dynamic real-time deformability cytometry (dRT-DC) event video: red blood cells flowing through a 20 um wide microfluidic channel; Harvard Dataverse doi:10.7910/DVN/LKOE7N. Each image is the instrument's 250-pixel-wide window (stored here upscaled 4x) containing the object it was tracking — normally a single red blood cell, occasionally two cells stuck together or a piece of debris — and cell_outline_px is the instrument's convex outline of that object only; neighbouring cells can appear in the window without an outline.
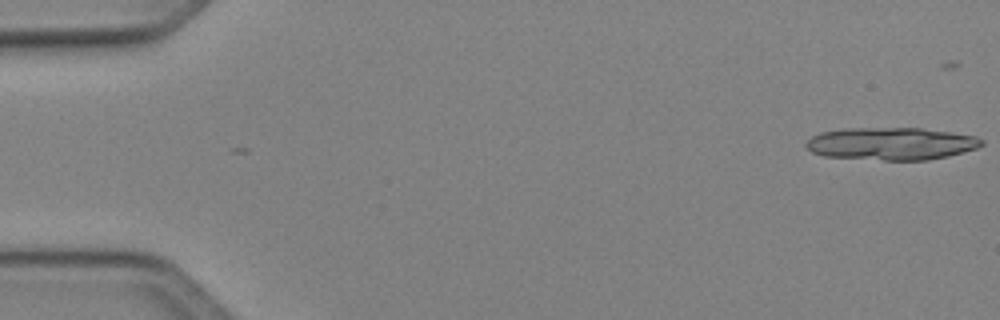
{"species": "Egyptian fruit bat (a non-hibernating species)", "species_latin": "Rousettus aegyptiacus", "temperature_condition": "cold", "stored_images_in_passage": 14, "camera_frame_rate_fps": 3000, "um_per_image_px": 0.085, "animal": {"sex": "female"}, "frame": {"image": 1, "passage_image": 1, "time_ms": 0.0, "image_size_px": [1000, 320], "cell_outline_px": [[984, 144], [976, 148], [948, 156], [928, 160], [884, 160], [824, 156], [812, 152], [804, 144], [812, 136], [820, 132], [844, 128], [920, 128], [952, 132], [976, 136], [984, 140]], "centroid_in_image_um": [75.76, 12.21], "position_along_channel_um": 9.2, "area_um2": 33.35}}